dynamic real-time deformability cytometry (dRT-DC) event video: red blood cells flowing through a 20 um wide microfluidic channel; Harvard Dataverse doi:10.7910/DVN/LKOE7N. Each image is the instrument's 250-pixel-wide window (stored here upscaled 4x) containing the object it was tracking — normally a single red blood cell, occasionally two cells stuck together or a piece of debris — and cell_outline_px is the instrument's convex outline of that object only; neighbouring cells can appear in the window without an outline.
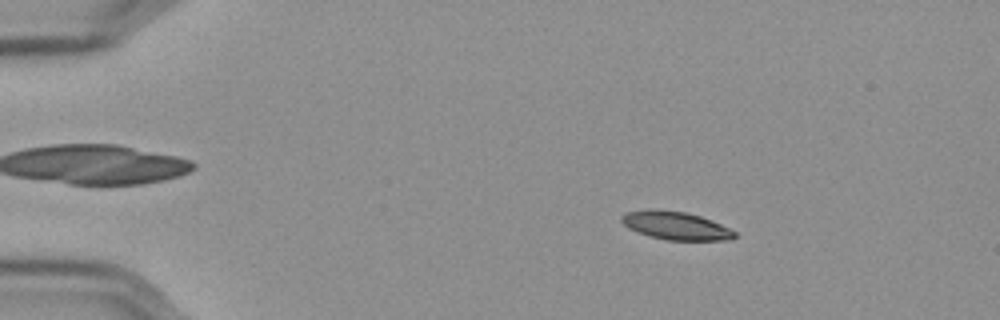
{"species": "Egyptian fruit bat (a non-hibernating species)", "species_latin": "Rousettus aegyptiacus", "temperature_condition": "cold", "stored_images_in_passage": 58, "camera_frame_rate_fps": 3000, "um_per_image_px": 0.085, "frame": {"image": 1, "passage_image": 10, "time_ms": 3.0, "image_size_px": [1000, 320], "cell_outline_px": [[736, 236], [724, 240], [668, 240], [652, 236], [628, 228], [620, 220], [620, 216], [628, 212], [644, 208], [656, 208], [684, 212], [700, 216], [712, 220], [736, 232]], "centroid_in_image_um": [57.39, 19.15], "position_along_channel_um": 27.6, "area_um2": 18.44}}
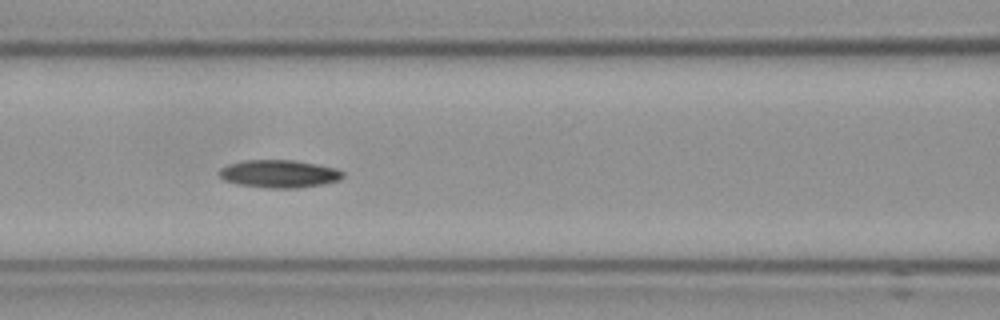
{"frame": {"image": 2, "passage_image": 26, "time_ms": 8.333, "image_size_px": [1000, 320], "cell_outline_px": [[344, 176], [340, 180], [320, 184], [296, 188], [268, 188], [236, 184], [224, 180], [220, 176], [220, 168], [228, 164], [244, 160], [296, 160], [336, 168], [344, 172]], "centroid_in_image_um": [23.72, 14.77], "position_along_channel_um": 142.9, "area_um2": 20.0}}
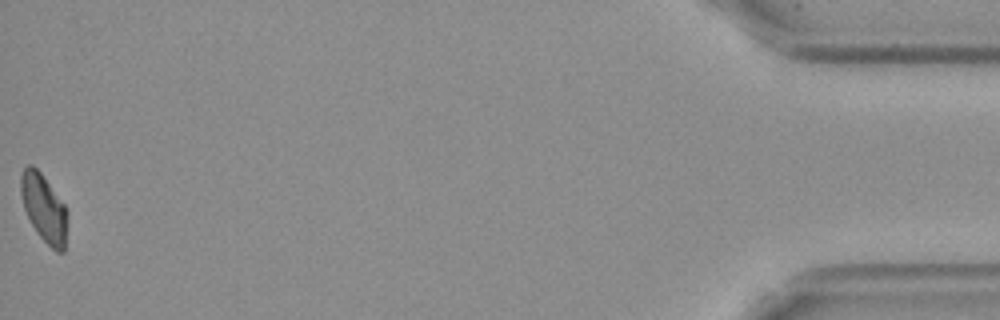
{"frame": {"image": 3, "passage_image": 58, "time_ms": 19.0, "image_size_px": [1000, 320], "cell_outline_px": [[68, 212], [64, 252], [56, 252], [36, 232], [24, 208], [20, 192], [20, 176], [24, 168], [28, 164], [32, 164], [40, 172], [64, 204]], "centroid_in_image_um": [3.73, 17.68], "position_along_channel_um": 431.5, "area_um2": 18.26}, "authors_computed_cell_mechanics": {"area_um2": 19.1607, "velocity_mm_per_s": 3.56, "shape_relaxation_time_tau1_ms": null, "shape_relaxation_time_tau2_ms": 8.6054, "deformation_change_tau1": null, "deformation_change_tau2": 0.1388}}